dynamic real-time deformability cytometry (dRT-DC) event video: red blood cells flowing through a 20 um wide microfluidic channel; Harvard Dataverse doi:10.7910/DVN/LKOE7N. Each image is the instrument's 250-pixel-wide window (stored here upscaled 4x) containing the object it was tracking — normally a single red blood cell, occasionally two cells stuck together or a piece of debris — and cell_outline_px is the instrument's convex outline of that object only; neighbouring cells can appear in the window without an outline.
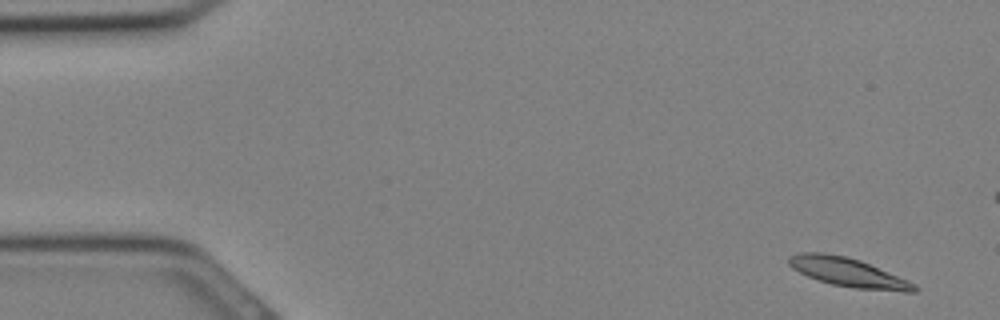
{"species": "Egyptian fruit bat (a non-hibernating species)", "species_latin": "Rousettus aegyptiacus", "temperature_condition": "cold", "stored_images_in_passage": 33, "camera_frame_rate_fps": 3000, "um_per_image_px": 0.085, "animal": {"sex": "female"}, "frame": {"image": 1, "passage_image": 2, "time_ms": 0.333, "image_size_px": [1000, 320], "cell_outline_px": [[920, 288], [916, 292], [904, 292], [856, 288], [832, 284], [808, 276], [792, 268], [788, 264], [788, 256], [800, 252], [824, 252], [844, 256], [860, 260], [908, 280], [916, 284]], "centroid_in_image_um": [72.11, 23.15], "position_along_channel_um": 12.9, "area_um2": 21.1}}
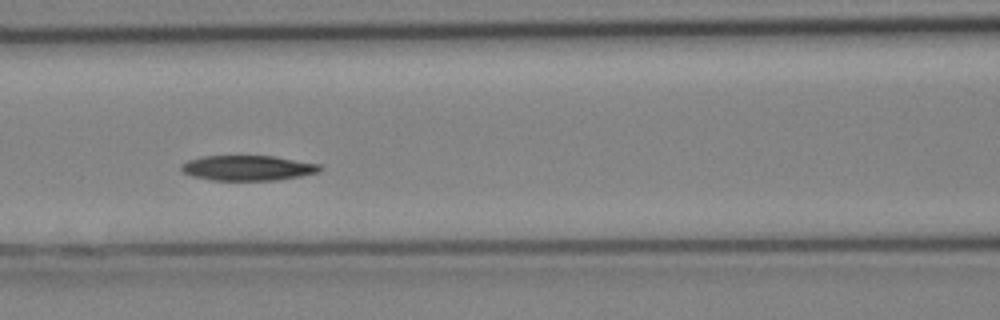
{"frame": {"image": 2, "passage_image": 14, "time_ms": 4.333, "image_size_px": [1000, 320], "cell_outline_px": [[324, 168], [320, 172], [300, 176], [276, 180], [212, 180], [192, 176], [184, 172], [180, 168], [180, 164], [188, 160], [204, 156], [272, 156], [320, 164]], "centroid_in_image_um": [21.07, 14.28], "position_along_channel_um": 145.5, "area_um2": 20.29}}
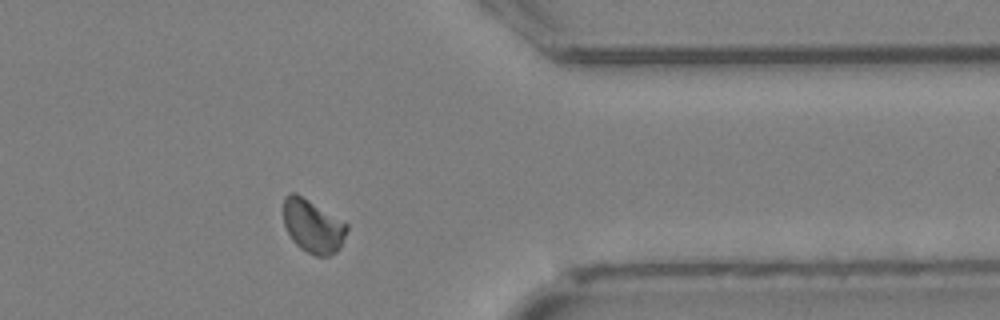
{"frame": {"image": 3, "passage_image": 26, "time_ms": 8.333, "image_size_px": [1000, 320], "cell_outline_px": [[348, 228], [340, 248], [336, 252], [328, 256], [316, 256], [300, 248], [292, 240], [284, 224], [284, 196], [288, 192], [296, 192], [348, 224]], "centroid_in_image_um": [26.59, 19.21], "position_along_channel_um": 384.8, "area_um2": 19.65}}